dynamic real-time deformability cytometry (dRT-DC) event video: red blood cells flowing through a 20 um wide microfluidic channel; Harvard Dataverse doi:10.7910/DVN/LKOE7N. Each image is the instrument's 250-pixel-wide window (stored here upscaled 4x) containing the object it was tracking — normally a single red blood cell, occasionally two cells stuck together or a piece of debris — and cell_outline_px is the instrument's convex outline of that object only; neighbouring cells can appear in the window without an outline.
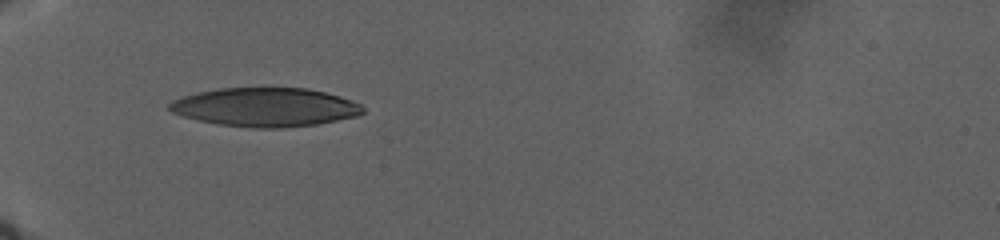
{"species": "human", "species_latin": "Homo sapiens", "temperature_condition": "warm", "stored_images_in_passage": 25, "camera_frame_rate_fps": 3000, "um_per_image_px": 0.085, "donor": {"sex": "male"}, "frame": {"image": 1, "passage_image": 1, "time_ms": 0.0, "image_size_px": [1000, 240], "cell_outline_px": [[364, 112], [360, 116], [316, 124], [284, 128], [252, 128], [220, 124], [196, 120], [172, 112], [168, 108], [168, 104], [172, 100], [196, 92], [216, 88], [308, 88], [340, 96], [352, 100], [360, 104], [364, 108]], "centroid_in_image_um": [22.56, 9.11], "position_along_channel_um": 62.4, "area_um2": 43.93}}
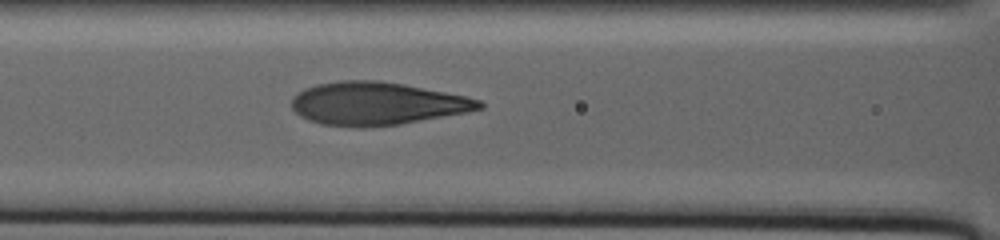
{"frame": {"image": 2, "passage_image": 14, "time_ms": 4.333, "image_size_px": [1000, 240], "cell_outline_px": [[484, 108], [468, 112], [400, 124], [364, 128], [352, 128], [320, 124], [308, 120], [300, 116], [292, 108], [292, 96], [304, 88], [316, 84], [340, 80], [380, 80], [404, 84], [468, 96], [480, 100], [484, 104]], "centroid_in_image_um": [32.02, 8.81], "position_along_channel_um": 134.6, "area_um2": 47.51}}
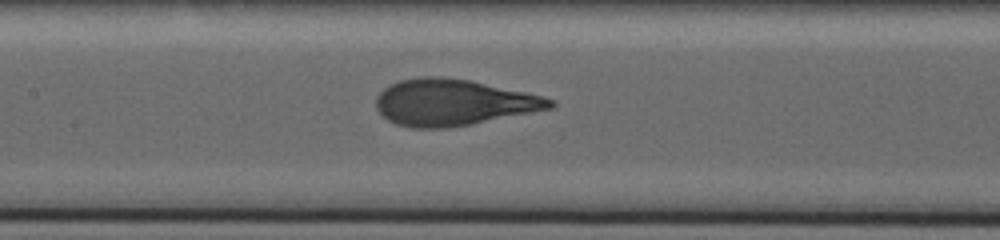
{"frame": {"image": 3, "passage_image": 21, "time_ms": 6.0, "image_size_px": [1000, 240], "cell_outline_px": [[556, 104], [552, 108], [472, 124], [444, 128], [412, 128], [396, 124], [388, 120], [376, 108], [376, 96], [388, 84], [400, 80], [420, 76], [444, 76], [468, 80], [544, 96], [556, 100]], "centroid_in_image_um": [38.5, 8.7], "position_along_channel_um": 168.9, "area_um2": 46.99}}